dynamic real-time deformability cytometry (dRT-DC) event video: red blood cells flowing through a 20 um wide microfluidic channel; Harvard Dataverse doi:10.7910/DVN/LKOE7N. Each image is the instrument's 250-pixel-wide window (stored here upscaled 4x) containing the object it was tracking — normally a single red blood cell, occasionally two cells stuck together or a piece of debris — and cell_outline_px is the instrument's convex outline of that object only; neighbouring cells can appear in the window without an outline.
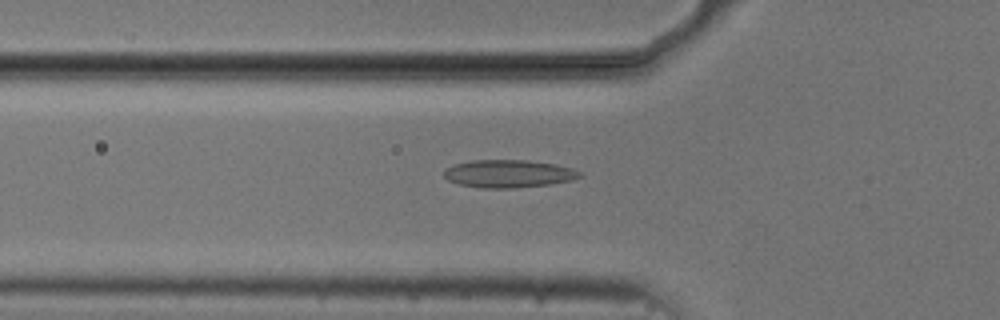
{"species": "common noctule bat (a hibernating species)", "species_latin": "Nyctalus noctula", "temperature_condition": "cold", "stored_images_in_passage": 53, "camera_frame_rate_fps": 3000, "um_per_image_px": 0.085, "animal": {"sex": "male", "body_mass_g": 20.5, "forearm_length_mm": 52.5}, "frame": {"image": 1, "passage_image": 18, "time_ms": 5.667, "image_size_px": [1000, 320], "cell_outline_px": [[580, 176], [568, 180], [548, 184], [512, 188], [484, 188], [460, 184], [448, 180], [444, 176], [444, 168], [452, 164], [472, 160], [524, 160], [556, 164], [572, 168], [580, 172]], "centroid_in_image_um": [43.15, 14.75], "position_along_channel_um": 82.6, "area_um2": 21.73}}
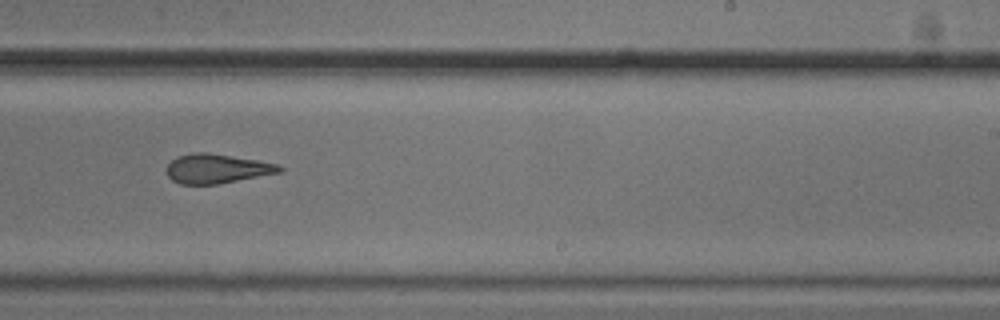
{"frame": {"image": 2, "passage_image": 33, "time_ms": 10.667, "image_size_px": [1000, 320], "cell_outline_px": [[284, 172], [216, 184], [180, 184], [172, 180], [168, 176], [168, 164], [172, 160], [180, 156], [192, 152], [208, 152], [256, 160], [276, 164], [284, 168]], "centroid_in_image_um": [18.46, 14.34], "position_along_channel_um": 270.5, "area_um2": 19.13}}
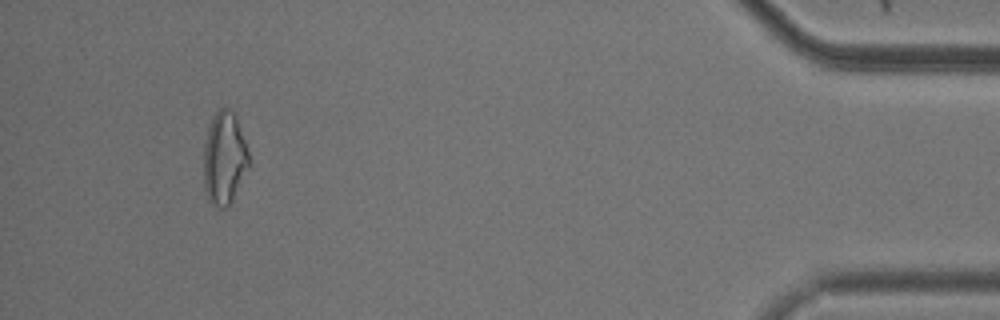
{"frame": {"image": 3, "passage_image": 50, "time_ms": 16.333, "image_size_px": [1000, 320], "cell_outline_px": [[252, 164], [232, 200], [224, 208], [220, 208], [208, 200], [204, 188], [204, 144], [208, 128], [212, 116], [220, 108], [228, 108], [236, 116]], "centroid_in_image_um": [19.08, 13.45], "position_along_channel_um": 416.1, "area_um2": 24.57}, "authors_computed_cell_mechanics": {"area_um2": 21.3282, "velocity_mm_per_s": 3.7336, "shape_relaxation_time_tau1_ms": null, "shape_relaxation_time_tau2_ms": 2.5148, "deformation_change_tau1": null, "deformation_change_tau2": 0.0843}}